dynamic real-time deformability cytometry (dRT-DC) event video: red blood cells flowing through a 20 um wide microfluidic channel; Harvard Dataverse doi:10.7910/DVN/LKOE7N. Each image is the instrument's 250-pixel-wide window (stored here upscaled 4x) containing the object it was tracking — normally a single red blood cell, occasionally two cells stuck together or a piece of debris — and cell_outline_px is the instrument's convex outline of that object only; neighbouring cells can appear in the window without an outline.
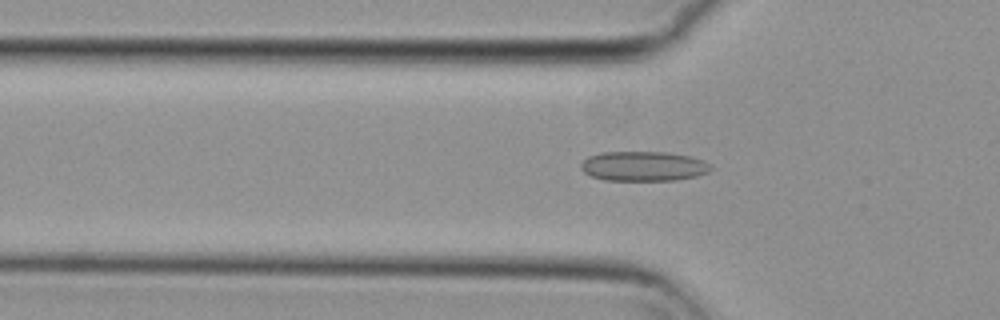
{"species": "common noctule bat (a hibernating species)", "species_latin": "Nyctalus noctula", "temperature_condition": "cold", "stored_images_in_passage": 52, "camera_frame_rate_fps": 3000, "um_per_image_px": 0.085, "animal": {"sex": "female", "body_mass_g": 29.2, "forearm_length_mm": 56.3}, "frame": {"image": 1, "passage_image": 17, "time_ms": 5.333, "image_size_px": [1000, 320], "cell_outline_px": [[712, 168], [708, 172], [696, 176], [676, 180], [604, 180], [592, 176], [584, 172], [580, 168], [580, 164], [588, 156], [600, 152], [664, 152], [688, 156], [700, 160], [708, 164]], "centroid_in_image_um": [54.64, 14.13], "position_along_channel_um": 71.2, "area_um2": 22.31}}
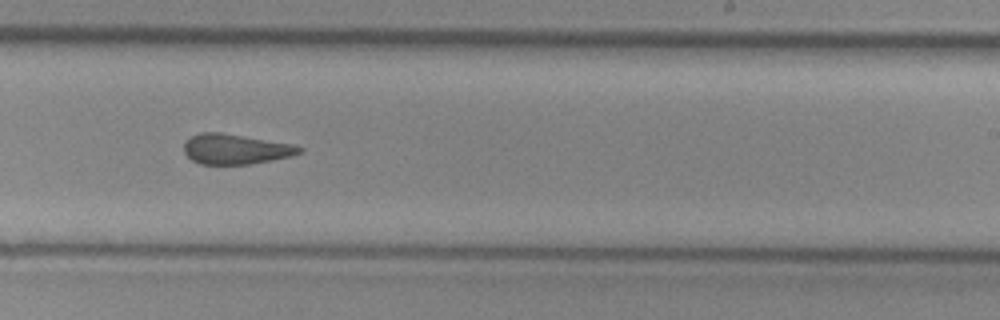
{"frame": {"image": 2, "passage_image": 33, "time_ms": 10.667, "image_size_px": [1000, 320], "cell_outline_px": [[304, 152], [292, 156], [272, 160], [248, 164], [200, 164], [192, 160], [184, 152], [184, 140], [200, 132], [220, 132], [292, 144], [304, 148]], "centroid_in_image_um": [20.02, 12.67], "position_along_channel_um": 269.0, "area_um2": 20.29}}
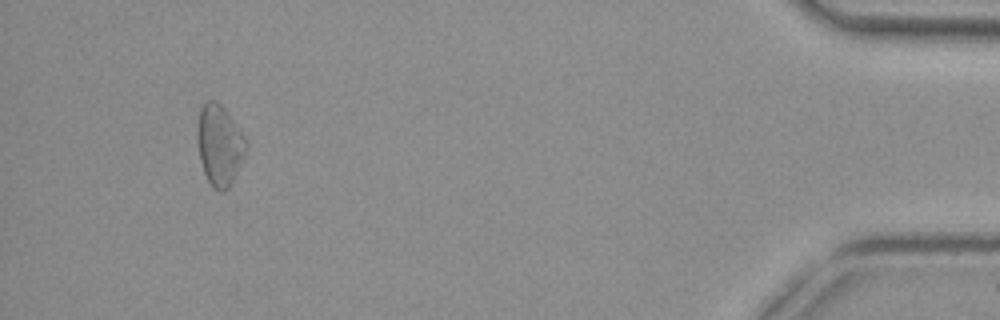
{"frame": {"image": 3, "passage_image": 51, "time_ms": 16.667, "image_size_px": [1000, 320], "cell_outline_px": [[248, 144], [244, 156], [228, 188], [224, 192], [220, 192], [212, 188], [204, 172], [200, 160], [196, 136], [196, 132], [200, 108], [208, 100], [216, 100], [224, 108], [244, 136]], "centroid_in_image_um": [18.63, 12.33], "position_along_channel_um": 416.6, "area_um2": 22.77}}